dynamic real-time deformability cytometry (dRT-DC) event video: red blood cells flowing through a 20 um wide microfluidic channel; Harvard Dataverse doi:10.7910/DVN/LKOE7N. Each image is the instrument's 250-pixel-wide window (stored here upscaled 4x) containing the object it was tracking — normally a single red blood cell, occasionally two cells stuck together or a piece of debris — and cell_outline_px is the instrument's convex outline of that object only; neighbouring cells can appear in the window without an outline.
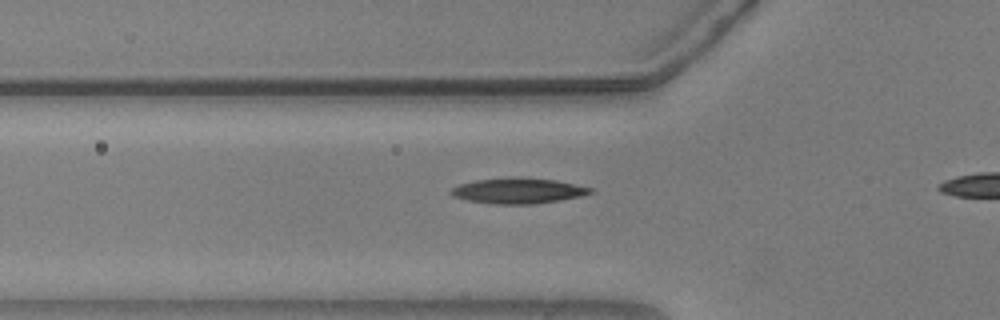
{"species": "common noctule bat (a hibernating species)", "species_latin": "Nyctalus noctula", "temperature_condition": "warm", "stored_images_in_passage": 14, "camera_frame_rate_fps": 3000, "um_per_image_px": 0.085, "animal": {"sex": "male", "body_mass_g": 20.5, "forearm_length_mm": 52.5}, "frame": {"image": 1, "passage_image": 12, "time_ms": 3.667, "image_size_px": [1000, 320], "cell_outline_px": [[596, 192], [580, 196], [532, 204], [496, 204], [468, 200], [452, 196], [448, 192], [452, 188], [460, 184], [476, 180], [508, 176], [520, 176], [556, 180], [592, 188]], "centroid_in_image_um": [44.02, 16.19], "position_along_channel_um": 81.8, "area_um2": 20.87}}